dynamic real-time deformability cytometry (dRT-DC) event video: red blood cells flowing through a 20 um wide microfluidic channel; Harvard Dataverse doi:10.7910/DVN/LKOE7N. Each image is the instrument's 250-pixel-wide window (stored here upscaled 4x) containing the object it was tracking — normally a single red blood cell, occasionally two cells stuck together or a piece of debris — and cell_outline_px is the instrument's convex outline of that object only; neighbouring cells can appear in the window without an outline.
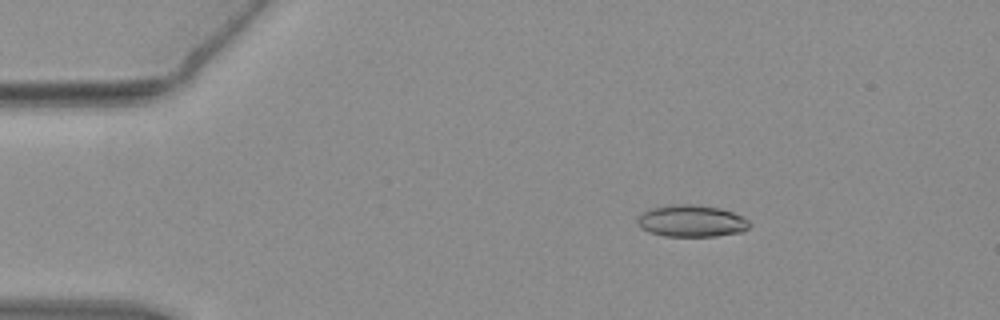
{"species": "common noctule bat (a hibernating species)", "species_latin": "Nyctalus noctula", "temperature_condition": "warm", "stored_images_in_passage": 49, "camera_frame_rate_fps": 3000, "um_per_image_px": 0.085, "animal": {"sex": "female", "body_mass_g": 19.3, "forearm_length_mm": 54.1}, "frame": {"image": 1, "passage_image": 4, "time_ms": 1.0, "image_size_px": [1000, 320], "cell_outline_px": [[752, 224], [744, 232], [716, 236], [664, 236], [648, 232], [640, 228], [636, 220], [648, 208], [676, 204], [692, 204], [720, 208], [744, 216]], "centroid_in_image_um": [58.8, 18.79], "position_along_channel_um": 26.2, "area_um2": 21.04}}
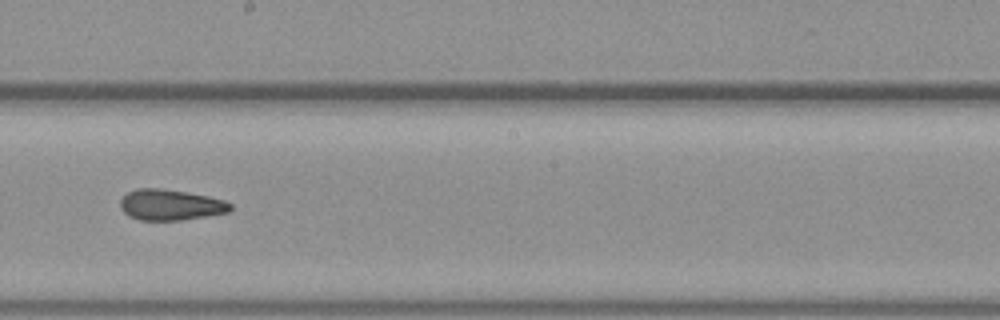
{"frame": {"image": 2, "passage_image": 26, "time_ms": 8.333, "image_size_px": [1000, 320], "cell_outline_px": [[232, 208], [228, 212], [208, 216], [180, 220], [140, 220], [128, 216], [120, 208], [120, 200], [128, 192], [136, 188], [160, 188], [188, 192], [208, 196], [224, 200], [232, 204]], "centroid_in_image_um": [14.49, 17.41], "position_along_channel_um": 233.7, "area_um2": 19.88}}
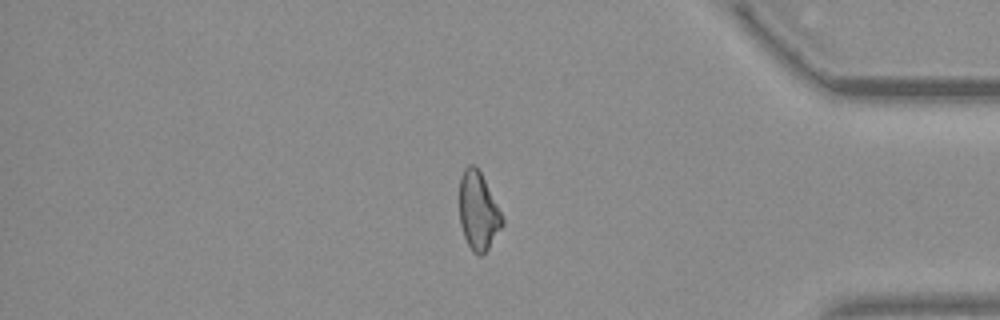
{"frame": {"image": 3, "passage_image": 41, "time_ms": 13.333, "image_size_px": [1000, 320], "cell_outline_px": [[504, 224], [488, 248], [480, 256], [468, 244], [464, 236], [460, 224], [460, 176], [464, 168], [468, 164], [472, 164], [480, 172], [504, 220]], "centroid_in_image_um": [40.64, 17.93], "position_along_channel_um": 394.6, "area_um2": 18.9}, "authors_computed_cell_mechanics": {"area_um2": 20.3456, "velocity_mm_per_s": 3.7919, "shape_relaxation_time_tau1_ms": 9.6554, "shape_relaxation_time_tau2_ms": 2.9369, "deformation_change_tau1": 0.1774, "deformation_change_tau2": 0.1022}}